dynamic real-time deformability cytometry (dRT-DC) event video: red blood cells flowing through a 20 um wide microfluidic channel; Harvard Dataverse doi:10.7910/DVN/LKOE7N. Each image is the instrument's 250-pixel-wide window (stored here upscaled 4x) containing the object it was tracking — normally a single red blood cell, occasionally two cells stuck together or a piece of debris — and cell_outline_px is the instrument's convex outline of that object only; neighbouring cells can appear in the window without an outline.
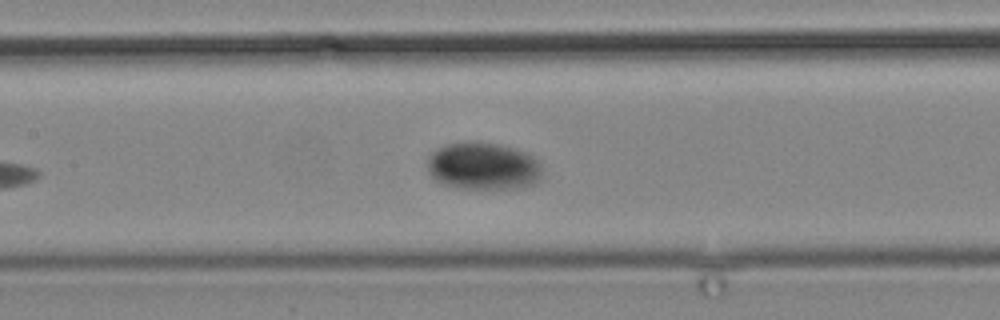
{"species": "common noctule bat (a hibernating species)", "species_latin": "Nyctalus noctula", "temperature_condition": "cold", "stored_images_in_passage": 16, "camera_frame_rate_fps": 3000, "um_per_image_px": 0.085, "animal": {"sex": "male", "body_mass_g": 19.2, "forearm_length_mm": 51.8}, "frame": {"image": 1, "passage_image": 16, "time_ms": 19.0, "image_size_px": [1000, 320], "cell_outline_px": [[540, 180], [532, 184], [520, 188], [456, 188], [444, 184], [436, 180], [428, 172], [428, 156], [436, 148], [444, 144], [500, 144], [516, 148], [528, 152], [540, 160]], "centroid_in_image_um": [41.09, 14.14], "position_along_channel_um": 166.3, "area_um2": 31.5}}